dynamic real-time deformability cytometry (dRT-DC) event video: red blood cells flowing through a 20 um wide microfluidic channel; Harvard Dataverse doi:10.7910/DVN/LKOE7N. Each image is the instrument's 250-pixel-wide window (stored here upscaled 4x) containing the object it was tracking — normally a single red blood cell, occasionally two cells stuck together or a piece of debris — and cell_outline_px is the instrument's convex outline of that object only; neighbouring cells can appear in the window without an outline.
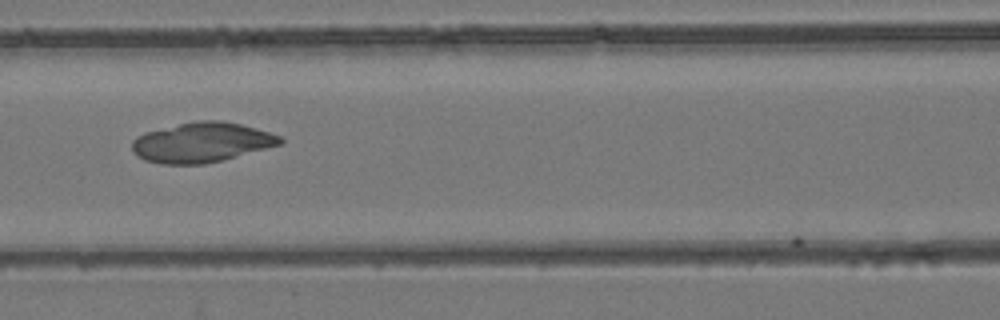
{"species": "common noctule bat (a hibernating species)", "species_latin": "Nyctalus noctula", "temperature_condition": "room temperature", "stored_images_in_passage": 5, "camera_frame_rate_fps": 3000, "um_per_image_px": 0.085, "animal": {"sex": "female", "body_mass_g": 24.6, "forearm_length_mm": 56.2}, "frame": {"image": 1, "passage_image": 5, "time_ms": 4.333, "image_size_px": [1000, 320], "cell_outline_px": [[284, 140], [280, 144], [220, 160], [204, 164], [160, 164], [144, 160], [136, 156], [132, 148], [132, 140], [136, 136], [144, 132], [196, 120], [220, 120], [240, 124], [268, 132], [280, 136]], "centroid_in_image_um": [17.07, 12.1], "position_along_channel_um": 149.5, "area_um2": 34.1}}